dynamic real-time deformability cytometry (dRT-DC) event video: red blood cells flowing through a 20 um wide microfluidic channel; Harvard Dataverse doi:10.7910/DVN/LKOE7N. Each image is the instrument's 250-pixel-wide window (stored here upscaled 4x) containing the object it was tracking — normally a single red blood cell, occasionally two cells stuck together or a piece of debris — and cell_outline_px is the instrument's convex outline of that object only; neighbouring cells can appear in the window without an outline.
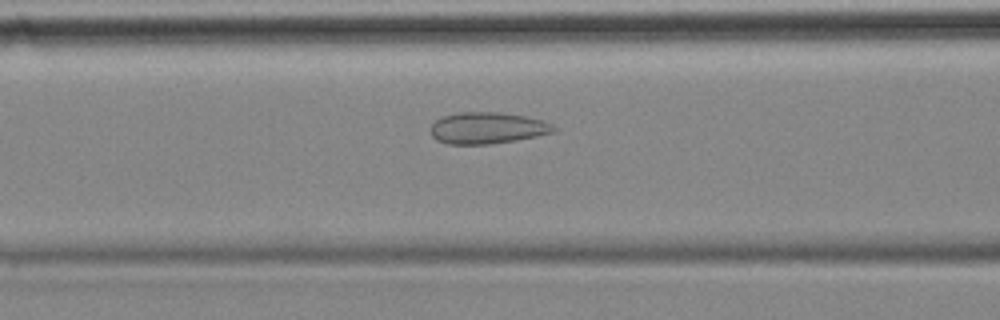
{"species": "common noctule bat (a hibernating species)", "species_latin": "Nyctalus noctula", "temperature_condition": "cold", "stored_images_in_passage": 48, "camera_frame_rate_fps": 3000, "um_per_image_px": 0.085, "animal": {"sex": "female", "body_mass_g": 18.4}, "frame": {"image": 1, "passage_image": 14, "time_ms": 4.333, "image_size_px": [1000, 320], "cell_outline_px": [[556, 132], [516, 140], [488, 144], [448, 144], [436, 140], [432, 136], [432, 124], [436, 120], [444, 116], [460, 112], [500, 112], [528, 116], [544, 120], [552, 124], [556, 128]], "centroid_in_image_um": [41.47, 10.87], "position_along_channel_um": 125.1, "area_um2": 22.66}}
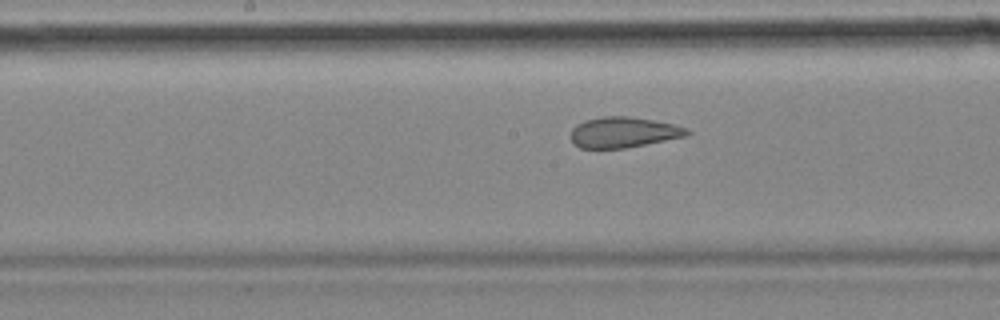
{"frame": {"image": 2, "passage_image": 20, "time_ms": 6.333, "image_size_px": [1000, 320], "cell_outline_px": [[692, 132], [688, 136], [624, 148], [580, 148], [572, 144], [572, 128], [576, 124], [584, 120], [604, 116], [628, 116], [676, 124], [688, 128]], "centroid_in_image_um": [53.02, 11.24], "position_along_channel_um": 195.2, "area_um2": 20.87}}
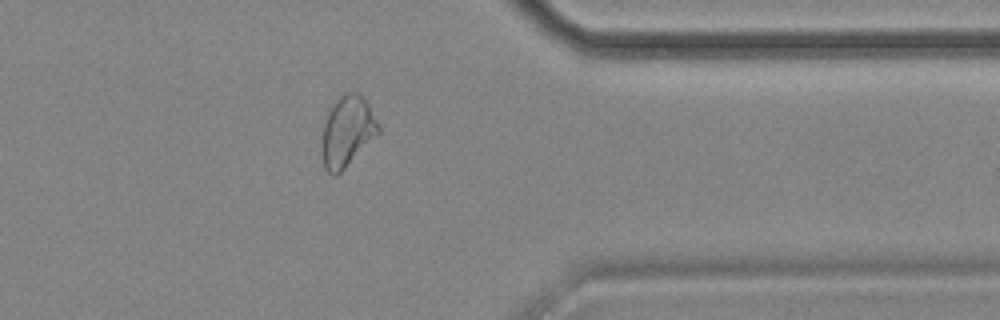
{"frame": {"image": 3, "passage_image": 37, "time_ms": 12.0, "image_size_px": [1000, 320], "cell_outline_px": [[380, 132], [336, 176], [328, 172], [324, 168], [320, 140], [328, 108], [332, 100], [344, 92], [356, 92], [368, 104], [380, 128]], "centroid_in_image_um": [29.46, 11.14], "position_along_channel_um": 381.9, "area_um2": 23.35}, "authors_computed_cell_mechanics": {"area_um2": 23.3801, "velocity_mm_per_s": 3.5098, "shape_relaxation_time_tau1_ms": null, "shape_relaxation_time_tau2_ms": 1.3754, "deformation_change_tau1": null, "deformation_change_tau2": 0.0905}}